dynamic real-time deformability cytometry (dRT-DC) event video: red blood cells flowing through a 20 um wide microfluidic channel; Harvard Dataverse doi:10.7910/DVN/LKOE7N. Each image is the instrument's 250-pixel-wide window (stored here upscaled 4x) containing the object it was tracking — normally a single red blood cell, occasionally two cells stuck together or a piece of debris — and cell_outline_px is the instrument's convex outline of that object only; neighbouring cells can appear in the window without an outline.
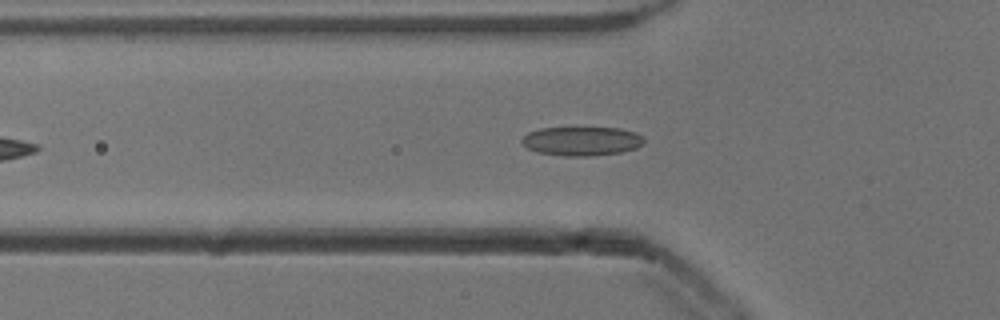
{"species": "common noctule bat (a hibernating species)", "species_latin": "Nyctalus noctula", "temperature_condition": "cold", "stored_images_in_passage": 42, "camera_frame_rate_fps": 3000, "um_per_image_px": 0.085, "animal": {"sex": "male", "body_mass_g": 13.3}, "frame": {"image": 1, "passage_image": 10, "time_ms": 3.0, "image_size_px": [1000, 320], "cell_outline_px": [[644, 140], [636, 148], [620, 152], [592, 156], [564, 156], [540, 152], [528, 148], [520, 140], [528, 132], [540, 128], [620, 128], [632, 132], [640, 136]], "centroid_in_image_um": [49.41, 11.99], "position_along_channel_um": 76.4, "area_um2": 20.29}}
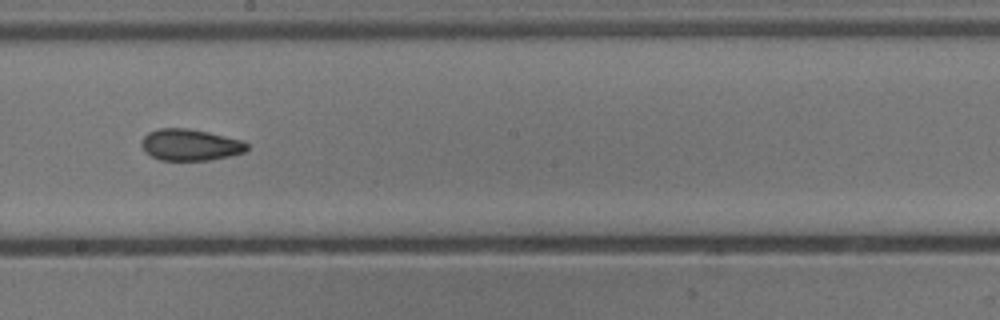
{"frame": {"image": 2, "passage_image": 22, "time_ms": 7.0, "image_size_px": [1000, 320], "cell_outline_px": [[248, 148], [244, 152], [212, 160], [160, 160], [152, 156], [140, 144], [144, 136], [148, 132], [160, 128], [188, 128], [208, 132], [244, 140], [248, 144]], "centroid_in_image_um": [16.2, 12.3], "position_along_channel_um": 232.0, "area_um2": 19.31}}
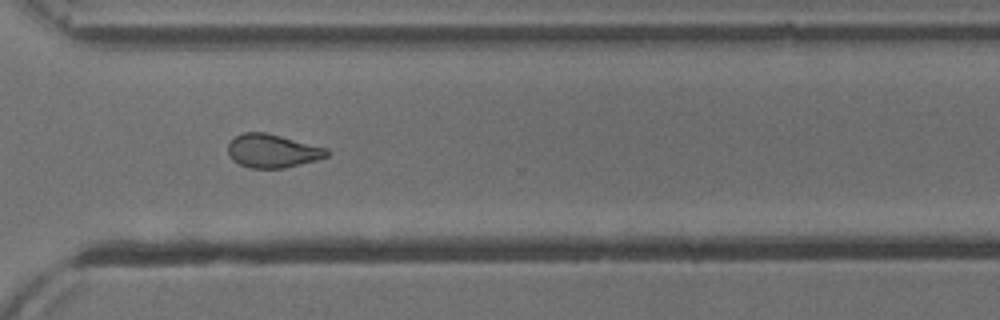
{"frame": {"image": 3, "passage_image": 31, "time_ms": 10.0, "image_size_px": [1000, 320], "cell_outline_px": [[328, 156], [316, 160], [284, 168], [252, 168], [240, 164], [232, 160], [228, 152], [228, 144], [236, 136], [244, 132], [264, 132], [328, 148]], "centroid_in_image_um": [23.16, 12.83], "position_along_channel_um": 347.4, "area_um2": 19.07}, "authors_computed_cell_mechanics": {"area_um2": 19.4208, "velocity_mm_per_s": 3.8756, "shape_relaxation_time_tau1_ms": null, "shape_relaxation_time_tau2_ms": 2.5543, "deformation_change_tau1": null, "deformation_change_tau2": 0.0788}}